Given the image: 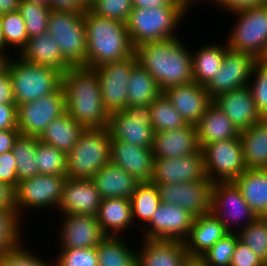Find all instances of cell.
<instances>
[{"label": "cell", "instance_id": "1", "mask_svg": "<svg viewBox=\"0 0 267 266\" xmlns=\"http://www.w3.org/2000/svg\"><path fill=\"white\" fill-rule=\"evenodd\" d=\"M182 42L175 37L134 48L137 63L153 76L162 92L193 81L191 51Z\"/></svg>", "mask_w": 267, "mask_h": 266}, {"label": "cell", "instance_id": "2", "mask_svg": "<svg viewBox=\"0 0 267 266\" xmlns=\"http://www.w3.org/2000/svg\"><path fill=\"white\" fill-rule=\"evenodd\" d=\"M66 112L84 128H108L110 114L103 105L94 69L71 67L62 74Z\"/></svg>", "mask_w": 267, "mask_h": 266}, {"label": "cell", "instance_id": "3", "mask_svg": "<svg viewBox=\"0 0 267 266\" xmlns=\"http://www.w3.org/2000/svg\"><path fill=\"white\" fill-rule=\"evenodd\" d=\"M87 43V68L94 69L106 63L131 56L134 47L126 24L84 11Z\"/></svg>", "mask_w": 267, "mask_h": 266}, {"label": "cell", "instance_id": "4", "mask_svg": "<svg viewBox=\"0 0 267 266\" xmlns=\"http://www.w3.org/2000/svg\"><path fill=\"white\" fill-rule=\"evenodd\" d=\"M188 11L184 6L133 8L125 23L132 46L179 37L174 31Z\"/></svg>", "mask_w": 267, "mask_h": 266}, {"label": "cell", "instance_id": "5", "mask_svg": "<svg viewBox=\"0 0 267 266\" xmlns=\"http://www.w3.org/2000/svg\"><path fill=\"white\" fill-rule=\"evenodd\" d=\"M111 136L109 129L85 128L78 142L67 154L66 176L71 179H92L110 162Z\"/></svg>", "mask_w": 267, "mask_h": 266}, {"label": "cell", "instance_id": "6", "mask_svg": "<svg viewBox=\"0 0 267 266\" xmlns=\"http://www.w3.org/2000/svg\"><path fill=\"white\" fill-rule=\"evenodd\" d=\"M7 70L12 79L16 106L55 93L62 87V71L25 62L16 53Z\"/></svg>", "mask_w": 267, "mask_h": 266}, {"label": "cell", "instance_id": "7", "mask_svg": "<svg viewBox=\"0 0 267 266\" xmlns=\"http://www.w3.org/2000/svg\"><path fill=\"white\" fill-rule=\"evenodd\" d=\"M47 33L55 39L63 57L73 67L87 68L84 11L51 10Z\"/></svg>", "mask_w": 267, "mask_h": 266}, {"label": "cell", "instance_id": "8", "mask_svg": "<svg viewBox=\"0 0 267 266\" xmlns=\"http://www.w3.org/2000/svg\"><path fill=\"white\" fill-rule=\"evenodd\" d=\"M237 21L226 42L235 51L246 52L258 61L267 55V4L234 12Z\"/></svg>", "mask_w": 267, "mask_h": 266}, {"label": "cell", "instance_id": "9", "mask_svg": "<svg viewBox=\"0 0 267 266\" xmlns=\"http://www.w3.org/2000/svg\"><path fill=\"white\" fill-rule=\"evenodd\" d=\"M202 153L206 176L213 183L234 182L247 170L239 137L209 143Z\"/></svg>", "mask_w": 267, "mask_h": 266}, {"label": "cell", "instance_id": "10", "mask_svg": "<svg viewBox=\"0 0 267 266\" xmlns=\"http://www.w3.org/2000/svg\"><path fill=\"white\" fill-rule=\"evenodd\" d=\"M66 180L67 176L37 175L19 182L15 190L18 217L24 219L22 211L25 209L36 211L54 207L57 210Z\"/></svg>", "mask_w": 267, "mask_h": 266}, {"label": "cell", "instance_id": "11", "mask_svg": "<svg viewBox=\"0 0 267 266\" xmlns=\"http://www.w3.org/2000/svg\"><path fill=\"white\" fill-rule=\"evenodd\" d=\"M211 212L230 233H236V228L237 231L245 228L257 217L234 182L212 183ZM238 223H240L239 228Z\"/></svg>", "mask_w": 267, "mask_h": 266}, {"label": "cell", "instance_id": "12", "mask_svg": "<svg viewBox=\"0 0 267 266\" xmlns=\"http://www.w3.org/2000/svg\"><path fill=\"white\" fill-rule=\"evenodd\" d=\"M108 129L111 140H121L136 146L153 147L150 106H127L110 115Z\"/></svg>", "mask_w": 267, "mask_h": 266}, {"label": "cell", "instance_id": "13", "mask_svg": "<svg viewBox=\"0 0 267 266\" xmlns=\"http://www.w3.org/2000/svg\"><path fill=\"white\" fill-rule=\"evenodd\" d=\"M136 64L137 58L133 53L125 59L94 68L98 75L103 105L110 115L127 107L128 81Z\"/></svg>", "mask_w": 267, "mask_h": 266}, {"label": "cell", "instance_id": "14", "mask_svg": "<svg viewBox=\"0 0 267 266\" xmlns=\"http://www.w3.org/2000/svg\"><path fill=\"white\" fill-rule=\"evenodd\" d=\"M66 112L65 93H55L17 105V129L20 134L39 137L52 120Z\"/></svg>", "mask_w": 267, "mask_h": 266}, {"label": "cell", "instance_id": "15", "mask_svg": "<svg viewBox=\"0 0 267 266\" xmlns=\"http://www.w3.org/2000/svg\"><path fill=\"white\" fill-rule=\"evenodd\" d=\"M212 181L207 177L201 181L176 184H156L161 203L177 205L195 217L211 212Z\"/></svg>", "mask_w": 267, "mask_h": 266}, {"label": "cell", "instance_id": "16", "mask_svg": "<svg viewBox=\"0 0 267 266\" xmlns=\"http://www.w3.org/2000/svg\"><path fill=\"white\" fill-rule=\"evenodd\" d=\"M195 216L172 204L160 203L150 222L142 229V238L185 241L190 234Z\"/></svg>", "mask_w": 267, "mask_h": 266}, {"label": "cell", "instance_id": "17", "mask_svg": "<svg viewBox=\"0 0 267 266\" xmlns=\"http://www.w3.org/2000/svg\"><path fill=\"white\" fill-rule=\"evenodd\" d=\"M257 62L258 60L254 56L246 52L228 48L220 72L206 86L209 96L214 99L221 93L248 86Z\"/></svg>", "mask_w": 267, "mask_h": 266}, {"label": "cell", "instance_id": "18", "mask_svg": "<svg viewBox=\"0 0 267 266\" xmlns=\"http://www.w3.org/2000/svg\"><path fill=\"white\" fill-rule=\"evenodd\" d=\"M205 167L202 149L194 154L176 158L154 159V184H178L205 179Z\"/></svg>", "mask_w": 267, "mask_h": 266}, {"label": "cell", "instance_id": "19", "mask_svg": "<svg viewBox=\"0 0 267 266\" xmlns=\"http://www.w3.org/2000/svg\"><path fill=\"white\" fill-rule=\"evenodd\" d=\"M59 229L60 248L76 249L96 247L106 235L96 216L82 214L64 215Z\"/></svg>", "mask_w": 267, "mask_h": 266}, {"label": "cell", "instance_id": "20", "mask_svg": "<svg viewBox=\"0 0 267 266\" xmlns=\"http://www.w3.org/2000/svg\"><path fill=\"white\" fill-rule=\"evenodd\" d=\"M186 124L196 126L213 102L206 87L194 81L167 88L163 91Z\"/></svg>", "mask_w": 267, "mask_h": 266}, {"label": "cell", "instance_id": "21", "mask_svg": "<svg viewBox=\"0 0 267 266\" xmlns=\"http://www.w3.org/2000/svg\"><path fill=\"white\" fill-rule=\"evenodd\" d=\"M110 161L139 182L152 180L154 167L152 148L136 146L121 140H111Z\"/></svg>", "mask_w": 267, "mask_h": 266}, {"label": "cell", "instance_id": "22", "mask_svg": "<svg viewBox=\"0 0 267 266\" xmlns=\"http://www.w3.org/2000/svg\"><path fill=\"white\" fill-rule=\"evenodd\" d=\"M101 196L91 179L67 178L57 207L63 215L82 214L96 216Z\"/></svg>", "mask_w": 267, "mask_h": 266}, {"label": "cell", "instance_id": "23", "mask_svg": "<svg viewBox=\"0 0 267 266\" xmlns=\"http://www.w3.org/2000/svg\"><path fill=\"white\" fill-rule=\"evenodd\" d=\"M213 103L227 115L239 131L248 129L263 119L248 86L221 93L213 99Z\"/></svg>", "mask_w": 267, "mask_h": 266}, {"label": "cell", "instance_id": "24", "mask_svg": "<svg viewBox=\"0 0 267 266\" xmlns=\"http://www.w3.org/2000/svg\"><path fill=\"white\" fill-rule=\"evenodd\" d=\"M197 127L191 124L180 129L154 132L152 153L154 159L176 158L200 150Z\"/></svg>", "mask_w": 267, "mask_h": 266}, {"label": "cell", "instance_id": "25", "mask_svg": "<svg viewBox=\"0 0 267 266\" xmlns=\"http://www.w3.org/2000/svg\"><path fill=\"white\" fill-rule=\"evenodd\" d=\"M137 266H181L187 258L185 243L178 240L142 239Z\"/></svg>", "mask_w": 267, "mask_h": 266}, {"label": "cell", "instance_id": "26", "mask_svg": "<svg viewBox=\"0 0 267 266\" xmlns=\"http://www.w3.org/2000/svg\"><path fill=\"white\" fill-rule=\"evenodd\" d=\"M18 57L40 66L56 68L63 73L73 67L64 57L55 39L47 32L28 39Z\"/></svg>", "mask_w": 267, "mask_h": 266}, {"label": "cell", "instance_id": "27", "mask_svg": "<svg viewBox=\"0 0 267 266\" xmlns=\"http://www.w3.org/2000/svg\"><path fill=\"white\" fill-rule=\"evenodd\" d=\"M227 233L223 223L212 212L195 217L184 241L188 256L201 257Z\"/></svg>", "mask_w": 267, "mask_h": 266}, {"label": "cell", "instance_id": "28", "mask_svg": "<svg viewBox=\"0 0 267 266\" xmlns=\"http://www.w3.org/2000/svg\"><path fill=\"white\" fill-rule=\"evenodd\" d=\"M91 180L102 199H130L140 183L135 177L111 161L102 167Z\"/></svg>", "mask_w": 267, "mask_h": 266}, {"label": "cell", "instance_id": "29", "mask_svg": "<svg viewBox=\"0 0 267 266\" xmlns=\"http://www.w3.org/2000/svg\"><path fill=\"white\" fill-rule=\"evenodd\" d=\"M196 127L201 149L209 143L233 139L239 137L240 134L227 115L213 102L208 106Z\"/></svg>", "mask_w": 267, "mask_h": 266}, {"label": "cell", "instance_id": "30", "mask_svg": "<svg viewBox=\"0 0 267 266\" xmlns=\"http://www.w3.org/2000/svg\"><path fill=\"white\" fill-rule=\"evenodd\" d=\"M96 218L106 236L120 237L124 230L134 227L131 201L126 198L102 199Z\"/></svg>", "mask_w": 267, "mask_h": 266}, {"label": "cell", "instance_id": "31", "mask_svg": "<svg viewBox=\"0 0 267 266\" xmlns=\"http://www.w3.org/2000/svg\"><path fill=\"white\" fill-rule=\"evenodd\" d=\"M234 183L257 217H267V169H247Z\"/></svg>", "mask_w": 267, "mask_h": 266}, {"label": "cell", "instance_id": "32", "mask_svg": "<svg viewBox=\"0 0 267 266\" xmlns=\"http://www.w3.org/2000/svg\"><path fill=\"white\" fill-rule=\"evenodd\" d=\"M239 138L247 169H267V118L240 131Z\"/></svg>", "mask_w": 267, "mask_h": 266}, {"label": "cell", "instance_id": "33", "mask_svg": "<svg viewBox=\"0 0 267 266\" xmlns=\"http://www.w3.org/2000/svg\"><path fill=\"white\" fill-rule=\"evenodd\" d=\"M198 48L195 53H191L193 81L206 87L220 72L225 52L229 47L225 41L223 45L213 43Z\"/></svg>", "mask_w": 267, "mask_h": 266}, {"label": "cell", "instance_id": "34", "mask_svg": "<svg viewBox=\"0 0 267 266\" xmlns=\"http://www.w3.org/2000/svg\"><path fill=\"white\" fill-rule=\"evenodd\" d=\"M85 128L78 124L67 112L55 118L38 137L40 141L51 145L66 155L78 142Z\"/></svg>", "mask_w": 267, "mask_h": 266}, {"label": "cell", "instance_id": "35", "mask_svg": "<svg viewBox=\"0 0 267 266\" xmlns=\"http://www.w3.org/2000/svg\"><path fill=\"white\" fill-rule=\"evenodd\" d=\"M161 92L153 76L137 63L128 81L127 106H150Z\"/></svg>", "mask_w": 267, "mask_h": 266}, {"label": "cell", "instance_id": "36", "mask_svg": "<svg viewBox=\"0 0 267 266\" xmlns=\"http://www.w3.org/2000/svg\"><path fill=\"white\" fill-rule=\"evenodd\" d=\"M121 237L106 236L96 246L99 266H137L138 251Z\"/></svg>", "mask_w": 267, "mask_h": 266}, {"label": "cell", "instance_id": "37", "mask_svg": "<svg viewBox=\"0 0 267 266\" xmlns=\"http://www.w3.org/2000/svg\"><path fill=\"white\" fill-rule=\"evenodd\" d=\"M130 201L133 223L139 225L140 229L150 222L153 213L161 203L158 188L152 182H140L131 195ZM137 219L139 223H136Z\"/></svg>", "mask_w": 267, "mask_h": 266}, {"label": "cell", "instance_id": "38", "mask_svg": "<svg viewBox=\"0 0 267 266\" xmlns=\"http://www.w3.org/2000/svg\"><path fill=\"white\" fill-rule=\"evenodd\" d=\"M37 137L19 134L12 148L17 162V178L19 182L39 175L38 163L35 159Z\"/></svg>", "mask_w": 267, "mask_h": 266}, {"label": "cell", "instance_id": "39", "mask_svg": "<svg viewBox=\"0 0 267 266\" xmlns=\"http://www.w3.org/2000/svg\"><path fill=\"white\" fill-rule=\"evenodd\" d=\"M150 111L154 132L180 129L187 125L164 92H161L151 103Z\"/></svg>", "mask_w": 267, "mask_h": 266}, {"label": "cell", "instance_id": "40", "mask_svg": "<svg viewBox=\"0 0 267 266\" xmlns=\"http://www.w3.org/2000/svg\"><path fill=\"white\" fill-rule=\"evenodd\" d=\"M35 159L38 163L39 175L66 176L67 155L63 151L43 143L38 137Z\"/></svg>", "mask_w": 267, "mask_h": 266}, {"label": "cell", "instance_id": "41", "mask_svg": "<svg viewBox=\"0 0 267 266\" xmlns=\"http://www.w3.org/2000/svg\"><path fill=\"white\" fill-rule=\"evenodd\" d=\"M1 33L6 47H13L19 52L28 41L25 22L19 11L9 12L1 15Z\"/></svg>", "mask_w": 267, "mask_h": 266}, {"label": "cell", "instance_id": "42", "mask_svg": "<svg viewBox=\"0 0 267 266\" xmlns=\"http://www.w3.org/2000/svg\"><path fill=\"white\" fill-rule=\"evenodd\" d=\"M236 233L238 240L249 246L263 262L267 260V217H256Z\"/></svg>", "mask_w": 267, "mask_h": 266}, {"label": "cell", "instance_id": "43", "mask_svg": "<svg viewBox=\"0 0 267 266\" xmlns=\"http://www.w3.org/2000/svg\"><path fill=\"white\" fill-rule=\"evenodd\" d=\"M18 11L25 22L28 39L47 32L49 5L20 0Z\"/></svg>", "mask_w": 267, "mask_h": 266}, {"label": "cell", "instance_id": "44", "mask_svg": "<svg viewBox=\"0 0 267 266\" xmlns=\"http://www.w3.org/2000/svg\"><path fill=\"white\" fill-rule=\"evenodd\" d=\"M23 222L16 210L0 209V256L24 241L21 231Z\"/></svg>", "mask_w": 267, "mask_h": 266}, {"label": "cell", "instance_id": "45", "mask_svg": "<svg viewBox=\"0 0 267 266\" xmlns=\"http://www.w3.org/2000/svg\"><path fill=\"white\" fill-rule=\"evenodd\" d=\"M237 240V233L229 232L205 252L201 258L207 266H230Z\"/></svg>", "mask_w": 267, "mask_h": 266}, {"label": "cell", "instance_id": "46", "mask_svg": "<svg viewBox=\"0 0 267 266\" xmlns=\"http://www.w3.org/2000/svg\"><path fill=\"white\" fill-rule=\"evenodd\" d=\"M248 87L259 114L262 118H267V63L263 60L255 64Z\"/></svg>", "mask_w": 267, "mask_h": 266}, {"label": "cell", "instance_id": "47", "mask_svg": "<svg viewBox=\"0 0 267 266\" xmlns=\"http://www.w3.org/2000/svg\"><path fill=\"white\" fill-rule=\"evenodd\" d=\"M87 9L93 14L126 23L133 5L132 0H94Z\"/></svg>", "mask_w": 267, "mask_h": 266}, {"label": "cell", "instance_id": "48", "mask_svg": "<svg viewBox=\"0 0 267 266\" xmlns=\"http://www.w3.org/2000/svg\"><path fill=\"white\" fill-rule=\"evenodd\" d=\"M55 266H99L96 247L91 248H59Z\"/></svg>", "mask_w": 267, "mask_h": 266}, {"label": "cell", "instance_id": "49", "mask_svg": "<svg viewBox=\"0 0 267 266\" xmlns=\"http://www.w3.org/2000/svg\"><path fill=\"white\" fill-rule=\"evenodd\" d=\"M25 243L13 248L0 256V266H55V263L47 262L43 257L40 258L37 253L27 249ZM44 259V260H43Z\"/></svg>", "mask_w": 267, "mask_h": 266}, {"label": "cell", "instance_id": "50", "mask_svg": "<svg viewBox=\"0 0 267 266\" xmlns=\"http://www.w3.org/2000/svg\"><path fill=\"white\" fill-rule=\"evenodd\" d=\"M17 162L12 150L0 155V182L11 185L15 190L18 187Z\"/></svg>", "mask_w": 267, "mask_h": 266}, {"label": "cell", "instance_id": "51", "mask_svg": "<svg viewBox=\"0 0 267 266\" xmlns=\"http://www.w3.org/2000/svg\"><path fill=\"white\" fill-rule=\"evenodd\" d=\"M230 266H264V262L249 246L237 240Z\"/></svg>", "mask_w": 267, "mask_h": 266}, {"label": "cell", "instance_id": "52", "mask_svg": "<svg viewBox=\"0 0 267 266\" xmlns=\"http://www.w3.org/2000/svg\"><path fill=\"white\" fill-rule=\"evenodd\" d=\"M219 9H226L228 13L241 11L252 6L266 5L267 0H214L213 2Z\"/></svg>", "mask_w": 267, "mask_h": 266}, {"label": "cell", "instance_id": "53", "mask_svg": "<svg viewBox=\"0 0 267 266\" xmlns=\"http://www.w3.org/2000/svg\"><path fill=\"white\" fill-rule=\"evenodd\" d=\"M17 129L16 104H0V130Z\"/></svg>", "mask_w": 267, "mask_h": 266}, {"label": "cell", "instance_id": "54", "mask_svg": "<svg viewBox=\"0 0 267 266\" xmlns=\"http://www.w3.org/2000/svg\"><path fill=\"white\" fill-rule=\"evenodd\" d=\"M0 209L16 210L15 189L11 185L3 182H0Z\"/></svg>", "mask_w": 267, "mask_h": 266}, {"label": "cell", "instance_id": "55", "mask_svg": "<svg viewBox=\"0 0 267 266\" xmlns=\"http://www.w3.org/2000/svg\"><path fill=\"white\" fill-rule=\"evenodd\" d=\"M0 104H15L12 79L8 70L0 75Z\"/></svg>", "mask_w": 267, "mask_h": 266}, {"label": "cell", "instance_id": "56", "mask_svg": "<svg viewBox=\"0 0 267 266\" xmlns=\"http://www.w3.org/2000/svg\"><path fill=\"white\" fill-rule=\"evenodd\" d=\"M20 131L18 129L0 130V155L12 150Z\"/></svg>", "mask_w": 267, "mask_h": 266}, {"label": "cell", "instance_id": "57", "mask_svg": "<svg viewBox=\"0 0 267 266\" xmlns=\"http://www.w3.org/2000/svg\"><path fill=\"white\" fill-rule=\"evenodd\" d=\"M51 10L79 12L85 8L77 0H49Z\"/></svg>", "mask_w": 267, "mask_h": 266}, {"label": "cell", "instance_id": "58", "mask_svg": "<svg viewBox=\"0 0 267 266\" xmlns=\"http://www.w3.org/2000/svg\"><path fill=\"white\" fill-rule=\"evenodd\" d=\"M133 8H153L159 6H183L177 0H132Z\"/></svg>", "mask_w": 267, "mask_h": 266}, {"label": "cell", "instance_id": "59", "mask_svg": "<svg viewBox=\"0 0 267 266\" xmlns=\"http://www.w3.org/2000/svg\"><path fill=\"white\" fill-rule=\"evenodd\" d=\"M20 0H0V15L19 9Z\"/></svg>", "mask_w": 267, "mask_h": 266}, {"label": "cell", "instance_id": "60", "mask_svg": "<svg viewBox=\"0 0 267 266\" xmlns=\"http://www.w3.org/2000/svg\"><path fill=\"white\" fill-rule=\"evenodd\" d=\"M181 266H207L201 257L187 256Z\"/></svg>", "mask_w": 267, "mask_h": 266}, {"label": "cell", "instance_id": "61", "mask_svg": "<svg viewBox=\"0 0 267 266\" xmlns=\"http://www.w3.org/2000/svg\"><path fill=\"white\" fill-rule=\"evenodd\" d=\"M8 55L10 54L0 52V75H2L3 73L7 71L10 59L11 57H13V56H8Z\"/></svg>", "mask_w": 267, "mask_h": 266}, {"label": "cell", "instance_id": "62", "mask_svg": "<svg viewBox=\"0 0 267 266\" xmlns=\"http://www.w3.org/2000/svg\"><path fill=\"white\" fill-rule=\"evenodd\" d=\"M179 3H181L187 10H189L190 12V8H192V6L194 5V3H197L198 1H202L204 2L203 0H177ZM207 2H211L212 3L214 2V0H206ZM193 4V5H192ZM189 8V9H188Z\"/></svg>", "mask_w": 267, "mask_h": 266}, {"label": "cell", "instance_id": "63", "mask_svg": "<svg viewBox=\"0 0 267 266\" xmlns=\"http://www.w3.org/2000/svg\"><path fill=\"white\" fill-rule=\"evenodd\" d=\"M8 48L6 49V46L4 44L3 38H2V33H1V15H0V52L6 53Z\"/></svg>", "mask_w": 267, "mask_h": 266}, {"label": "cell", "instance_id": "64", "mask_svg": "<svg viewBox=\"0 0 267 266\" xmlns=\"http://www.w3.org/2000/svg\"><path fill=\"white\" fill-rule=\"evenodd\" d=\"M85 9H87L94 0H77Z\"/></svg>", "mask_w": 267, "mask_h": 266}, {"label": "cell", "instance_id": "65", "mask_svg": "<svg viewBox=\"0 0 267 266\" xmlns=\"http://www.w3.org/2000/svg\"><path fill=\"white\" fill-rule=\"evenodd\" d=\"M29 2H33V3H39V4H44V5H49V0H26Z\"/></svg>", "mask_w": 267, "mask_h": 266}, {"label": "cell", "instance_id": "66", "mask_svg": "<svg viewBox=\"0 0 267 266\" xmlns=\"http://www.w3.org/2000/svg\"><path fill=\"white\" fill-rule=\"evenodd\" d=\"M263 61H264L265 63H267V55H266V57L263 59Z\"/></svg>", "mask_w": 267, "mask_h": 266}]
</instances>
